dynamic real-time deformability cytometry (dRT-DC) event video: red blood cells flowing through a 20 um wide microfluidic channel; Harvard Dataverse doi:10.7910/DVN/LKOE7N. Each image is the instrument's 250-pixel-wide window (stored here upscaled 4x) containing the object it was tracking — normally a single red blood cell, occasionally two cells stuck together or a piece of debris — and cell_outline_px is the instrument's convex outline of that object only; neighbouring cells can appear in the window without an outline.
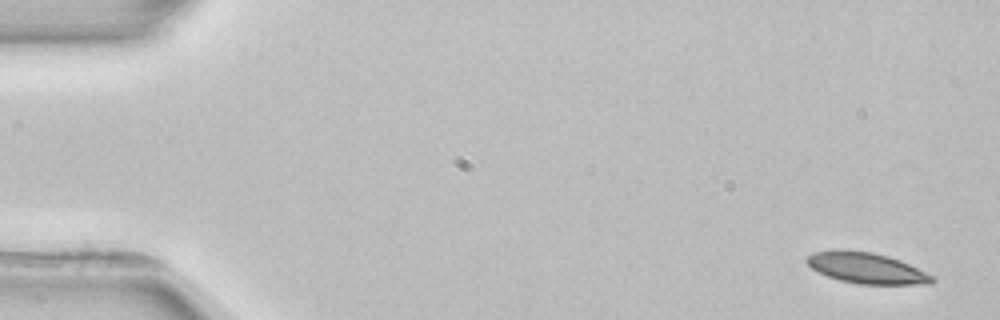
{"species": "common noctule bat (a hibernating species)", "species_latin": "Nyctalus noctula", "temperature_condition": "room temperature", "stored_images_in_passage": 3, "camera_frame_rate_fps": 3000, "um_per_image_px": 0.085, "animal": {"sex": "female", "body_mass_g": 22.7, "forearm_length_mm": 54.2}, "frame": {"image": 1, "passage_image": 1, "time_ms": 0.0, "image_size_px": [1000, 320], "cell_outline_px": [[936, 280], [932, 284], [860, 284], [840, 280], [828, 276], [812, 268], [804, 260], [804, 256], [812, 252], [832, 248], [840, 248], [872, 252], [888, 256], [900, 260], [936, 276]], "centroid_in_image_um": [73.63, 22.75], "position_along_channel_um": 11.4, "area_um2": 23.06}}